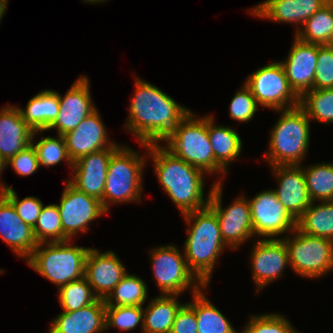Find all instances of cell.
<instances>
[{"label":"cell","instance_id":"cell-3","mask_svg":"<svg viewBox=\"0 0 333 333\" xmlns=\"http://www.w3.org/2000/svg\"><path fill=\"white\" fill-rule=\"evenodd\" d=\"M182 216L188 227L182 248L186 262L195 276L209 286L219 257L229 248L222 239L216 213L206 206Z\"/></svg>","mask_w":333,"mask_h":333},{"label":"cell","instance_id":"cell-31","mask_svg":"<svg viewBox=\"0 0 333 333\" xmlns=\"http://www.w3.org/2000/svg\"><path fill=\"white\" fill-rule=\"evenodd\" d=\"M301 166L311 202L333 201V162Z\"/></svg>","mask_w":333,"mask_h":333},{"label":"cell","instance_id":"cell-43","mask_svg":"<svg viewBox=\"0 0 333 333\" xmlns=\"http://www.w3.org/2000/svg\"><path fill=\"white\" fill-rule=\"evenodd\" d=\"M195 312L185 303L177 312L170 333H198Z\"/></svg>","mask_w":333,"mask_h":333},{"label":"cell","instance_id":"cell-8","mask_svg":"<svg viewBox=\"0 0 333 333\" xmlns=\"http://www.w3.org/2000/svg\"><path fill=\"white\" fill-rule=\"evenodd\" d=\"M153 249V250H152ZM149 250L155 284L163 295L194 294L205 285L190 270L184 253L172 244ZM190 289V290H189Z\"/></svg>","mask_w":333,"mask_h":333},{"label":"cell","instance_id":"cell-23","mask_svg":"<svg viewBox=\"0 0 333 333\" xmlns=\"http://www.w3.org/2000/svg\"><path fill=\"white\" fill-rule=\"evenodd\" d=\"M106 304L96 299L76 311H62L50 323L48 333H102L106 331Z\"/></svg>","mask_w":333,"mask_h":333},{"label":"cell","instance_id":"cell-44","mask_svg":"<svg viewBox=\"0 0 333 333\" xmlns=\"http://www.w3.org/2000/svg\"><path fill=\"white\" fill-rule=\"evenodd\" d=\"M6 168H8L7 162L0 156V177L2 176L1 174ZM7 185L8 184L3 183V181H0V194H3L9 188H11V186Z\"/></svg>","mask_w":333,"mask_h":333},{"label":"cell","instance_id":"cell-37","mask_svg":"<svg viewBox=\"0 0 333 333\" xmlns=\"http://www.w3.org/2000/svg\"><path fill=\"white\" fill-rule=\"evenodd\" d=\"M105 325L125 332L140 326L143 332V306H106Z\"/></svg>","mask_w":333,"mask_h":333},{"label":"cell","instance_id":"cell-34","mask_svg":"<svg viewBox=\"0 0 333 333\" xmlns=\"http://www.w3.org/2000/svg\"><path fill=\"white\" fill-rule=\"evenodd\" d=\"M311 121L333 124V88L312 89L300 97L299 105Z\"/></svg>","mask_w":333,"mask_h":333},{"label":"cell","instance_id":"cell-40","mask_svg":"<svg viewBox=\"0 0 333 333\" xmlns=\"http://www.w3.org/2000/svg\"><path fill=\"white\" fill-rule=\"evenodd\" d=\"M3 195L12 203L23 222L34 228L44 206L42 201L34 196H27L20 200L13 187L9 188Z\"/></svg>","mask_w":333,"mask_h":333},{"label":"cell","instance_id":"cell-19","mask_svg":"<svg viewBox=\"0 0 333 333\" xmlns=\"http://www.w3.org/2000/svg\"><path fill=\"white\" fill-rule=\"evenodd\" d=\"M317 58L318 45L304 42L294 35L288 56L284 61H279L290 87L299 97L313 89Z\"/></svg>","mask_w":333,"mask_h":333},{"label":"cell","instance_id":"cell-46","mask_svg":"<svg viewBox=\"0 0 333 333\" xmlns=\"http://www.w3.org/2000/svg\"><path fill=\"white\" fill-rule=\"evenodd\" d=\"M82 1H83V3H86V4H90V5L94 4V5H96L99 2H100L99 4H102V3L107 2L108 0H82Z\"/></svg>","mask_w":333,"mask_h":333},{"label":"cell","instance_id":"cell-13","mask_svg":"<svg viewBox=\"0 0 333 333\" xmlns=\"http://www.w3.org/2000/svg\"><path fill=\"white\" fill-rule=\"evenodd\" d=\"M248 201L253 234L258 239H281L280 235H288L296 228V221L278 200L273 189L261 191Z\"/></svg>","mask_w":333,"mask_h":333},{"label":"cell","instance_id":"cell-17","mask_svg":"<svg viewBox=\"0 0 333 333\" xmlns=\"http://www.w3.org/2000/svg\"><path fill=\"white\" fill-rule=\"evenodd\" d=\"M119 147L111 146L80 157L73 162L72 175L68 181L78 190L101 201L103 199L108 163L111 155Z\"/></svg>","mask_w":333,"mask_h":333},{"label":"cell","instance_id":"cell-9","mask_svg":"<svg viewBox=\"0 0 333 333\" xmlns=\"http://www.w3.org/2000/svg\"><path fill=\"white\" fill-rule=\"evenodd\" d=\"M289 235L281 239L286 244L292 271L311 279L333 271L332 240L305 234L297 227Z\"/></svg>","mask_w":333,"mask_h":333},{"label":"cell","instance_id":"cell-18","mask_svg":"<svg viewBox=\"0 0 333 333\" xmlns=\"http://www.w3.org/2000/svg\"><path fill=\"white\" fill-rule=\"evenodd\" d=\"M270 169L277 183L278 200L286 211L297 221L311 204L306 179L301 165H276Z\"/></svg>","mask_w":333,"mask_h":333},{"label":"cell","instance_id":"cell-16","mask_svg":"<svg viewBox=\"0 0 333 333\" xmlns=\"http://www.w3.org/2000/svg\"><path fill=\"white\" fill-rule=\"evenodd\" d=\"M128 273L114 251L90 248L85 259L84 277L98 299L105 300Z\"/></svg>","mask_w":333,"mask_h":333},{"label":"cell","instance_id":"cell-29","mask_svg":"<svg viewBox=\"0 0 333 333\" xmlns=\"http://www.w3.org/2000/svg\"><path fill=\"white\" fill-rule=\"evenodd\" d=\"M316 203L311 202L296 221V227L305 234L333 241V201Z\"/></svg>","mask_w":333,"mask_h":333},{"label":"cell","instance_id":"cell-36","mask_svg":"<svg viewBox=\"0 0 333 333\" xmlns=\"http://www.w3.org/2000/svg\"><path fill=\"white\" fill-rule=\"evenodd\" d=\"M57 294L60 307L65 312L79 310L97 299L85 277L61 286Z\"/></svg>","mask_w":333,"mask_h":333},{"label":"cell","instance_id":"cell-38","mask_svg":"<svg viewBox=\"0 0 333 333\" xmlns=\"http://www.w3.org/2000/svg\"><path fill=\"white\" fill-rule=\"evenodd\" d=\"M282 313L251 315L245 324V333H299Z\"/></svg>","mask_w":333,"mask_h":333},{"label":"cell","instance_id":"cell-25","mask_svg":"<svg viewBox=\"0 0 333 333\" xmlns=\"http://www.w3.org/2000/svg\"><path fill=\"white\" fill-rule=\"evenodd\" d=\"M214 115H207V130L216 163L227 173L231 163L239 158L243 142L230 126L215 124Z\"/></svg>","mask_w":333,"mask_h":333},{"label":"cell","instance_id":"cell-5","mask_svg":"<svg viewBox=\"0 0 333 333\" xmlns=\"http://www.w3.org/2000/svg\"><path fill=\"white\" fill-rule=\"evenodd\" d=\"M279 118L270 131L265 159L271 166L302 165L309 151L310 120L300 107L276 110Z\"/></svg>","mask_w":333,"mask_h":333},{"label":"cell","instance_id":"cell-10","mask_svg":"<svg viewBox=\"0 0 333 333\" xmlns=\"http://www.w3.org/2000/svg\"><path fill=\"white\" fill-rule=\"evenodd\" d=\"M222 198L223 183H215L208 206L216 213L224 243L231 250H239L242 244L254 237L248 197L239 195L225 208Z\"/></svg>","mask_w":333,"mask_h":333},{"label":"cell","instance_id":"cell-35","mask_svg":"<svg viewBox=\"0 0 333 333\" xmlns=\"http://www.w3.org/2000/svg\"><path fill=\"white\" fill-rule=\"evenodd\" d=\"M33 231L38 244L70 240L63 233L61 216L56 203L43 206Z\"/></svg>","mask_w":333,"mask_h":333},{"label":"cell","instance_id":"cell-33","mask_svg":"<svg viewBox=\"0 0 333 333\" xmlns=\"http://www.w3.org/2000/svg\"><path fill=\"white\" fill-rule=\"evenodd\" d=\"M43 134V130L34 131L31 144L33 145L39 161L40 167H50L59 165L65 161L72 169L73 161L70 159L65 139L62 135L47 136L41 134V139L36 141L37 134Z\"/></svg>","mask_w":333,"mask_h":333},{"label":"cell","instance_id":"cell-14","mask_svg":"<svg viewBox=\"0 0 333 333\" xmlns=\"http://www.w3.org/2000/svg\"><path fill=\"white\" fill-rule=\"evenodd\" d=\"M250 267L256 293L283 276L289 265L288 250L282 239H258L252 245Z\"/></svg>","mask_w":333,"mask_h":333},{"label":"cell","instance_id":"cell-22","mask_svg":"<svg viewBox=\"0 0 333 333\" xmlns=\"http://www.w3.org/2000/svg\"><path fill=\"white\" fill-rule=\"evenodd\" d=\"M0 238L18 258L25 260L38 244L33 228L23 222L3 194H0Z\"/></svg>","mask_w":333,"mask_h":333},{"label":"cell","instance_id":"cell-2","mask_svg":"<svg viewBox=\"0 0 333 333\" xmlns=\"http://www.w3.org/2000/svg\"><path fill=\"white\" fill-rule=\"evenodd\" d=\"M147 157L153 162V169L162 189L172 203L184 215L209 205L210 190L204 194L205 173L177 158L162 144H143ZM206 196V197H204Z\"/></svg>","mask_w":333,"mask_h":333},{"label":"cell","instance_id":"cell-47","mask_svg":"<svg viewBox=\"0 0 333 333\" xmlns=\"http://www.w3.org/2000/svg\"><path fill=\"white\" fill-rule=\"evenodd\" d=\"M328 46L333 47V28L331 29L330 37L328 39Z\"/></svg>","mask_w":333,"mask_h":333},{"label":"cell","instance_id":"cell-21","mask_svg":"<svg viewBox=\"0 0 333 333\" xmlns=\"http://www.w3.org/2000/svg\"><path fill=\"white\" fill-rule=\"evenodd\" d=\"M330 0H264L247 12L254 18L278 23L295 24L296 34L307 19Z\"/></svg>","mask_w":333,"mask_h":333},{"label":"cell","instance_id":"cell-20","mask_svg":"<svg viewBox=\"0 0 333 333\" xmlns=\"http://www.w3.org/2000/svg\"><path fill=\"white\" fill-rule=\"evenodd\" d=\"M63 137L69 157L73 162L92 152L111 146H121L108 136V131L98 109L87 116L77 128L64 134Z\"/></svg>","mask_w":333,"mask_h":333},{"label":"cell","instance_id":"cell-1","mask_svg":"<svg viewBox=\"0 0 333 333\" xmlns=\"http://www.w3.org/2000/svg\"><path fill=\"white\" fill-rule=\"evenodd\" d=\"M134 80L124 129L138 138V144H161L192 110L143 78L134 75Z\"/></svg>","mask_w":333,"mask_h":333},{"label":"cell","instance_id":"cell-42","mask_svg":"<svg viewBox=\"0 0 333 333\" xmlns=\"http://www.w3.org/2000/svg\"><path fill=\"white\" fill-rule=\"evenodd\" d=\"M9 165L21 177L32 175L40 169L36 151L32 144L7 161V166Z\"/></svg>","mask_w":333,"mask_h":333},{"label":"cell","instance_id":"cell-24","mask_svg":"<svg viewBox=\"0 0 333 333\" xmlns=\"http://www.w3.org/2000/svg\"><path fill=\"white\" fill-rule=\"evenodd\" d=\"M33 134L17 104L0 109V156L6 162L31 144Z\"/></svg>","mask_w":333,"mask_h":333},{"label":"cell","instance_id":"cell-15","mask_svg":"<svg viewBox=\"0 0 333 333\" xmlns=\"http://www.w3.org/2000/svg\"><path fill=\"white\" fill-rule=\"evenodd\" d=\"M90 85L89 77L81 75L73 82L64 96L57 92L60 110L57 119L47 131L55 129L57 134L63 136L77 128L87 116L97 109L92 101Z\"/></svg>","mask_w":333,"mask_h":333},{"label":"cell","instance_id":"cell-30","mask_svg":"<svg viewBox=\"0 0 333 333\" xmlns=\"http://www.w3.org/2000/svg\"><path fill=\"white\" fill-rule=\"evenodd\" d=\"M147 290L145 280L128 272L104 301L106 306H143Z\"/></svg>","mask_w":333,"mask_h":333},{"label":"cell","instance_id":"cell-7","mask_svg":"<svg viewBox=\"0 0 333 333\" xmlns=\"http://www.w3.org/2000/svg\"><path fill=\"white\" fill-rule=\"evenodd\" d=\"M89 249L90 247L74 245L71 240L39 243L25 261L30 268L59 289L84 277Z\"/></svg>","mask_w":333,"mask_h":333},{"label":"cell","instance_id":"cell-6","mask_svg":"<svg viewBox=\"0 0 333 333\" xmlns=\"http://www.w3.org/2000/svg\"><path fill=\"white\" fill-rule=\"evenodd\" d=\"M147 154L143 156L130 146L122 144L108 163L107 177L100 201L108 213L110 205L140 203L143 194V175L147 164Z\"/></svg>","mask_w":333,"mask_h":333},{"label":"cell","instance_id":"cell-26","mask_svg":"<svg viewBox=\"0 0 333 333\" xmlns=\"http://www.w3.org/2000/svg\"><path fill=\"white\" fill-rule=\"evenodd\" d=\"M180 295L160 294L143 306V333H170L175 316L185 304Z\"/></svg>","mask_w":333,"mask_h":333},{"label":"cell","instance_id":"cell-4","mask_svg":"<svg viewBox=\"0 0 333 333\" xmlns=\"http://www.w3.org/2000/svg\"><path fill=\"white\" fill-rule=\"evenodd\" d=\"M163 142V146L173 155L206 175L217 177L219 174V179L214 180V183H222L221 180L226 178L228 173L214 159L207 130V115L198 117L191 111Z\"/></svg>","mask_w":333,"mask_h":333},{"label":"cell","instance_id":"cell-48","mask_svg":"<svg viewBox=\"0 0 333 333\" xmlns=\"http://www.w3.org/2000/svg\"><path fill=\"white\" fill-rule=\"evenodd\" d=\"M3 273H4V269L3 270L0 269V274H3Z\"/></svg>","mask_w":333,"mask_h":333},{"label":"cell","instance_id":"cell-12","mask_svg":"<svg viewBox=\"0 0 333 333\" xmlns=\"http://www.w3.org/2000/svg\"><path fill=\"white\" fill-rule=\"evenodd\" d=\"M57 207L61 216L63 233L72 240L76 234L86 233L90 223L107 214L101 202L83 191L78 190L68 180Z\"/></svg>","mask_w":333,"mask_h":333},{"label":"cell","instance_id":"cell-39","mask_svg":"<svg viewBox=\"0 0 333 333\" xmlns=\"http://www.w3.org/2000/svg\"><path fill=\"white\" fill-rule=\"evenodd\" d=\"M234 94L230 101L229 115L231 119L239 123L251 121L256 112H258L259 105L252 95L250 88L243 82V85Z\"/></svg>","mask_w":333,"mask_h":333},{"label":"cell","instance_id":"cell-32","mask_svg":"<svg viewBox=\"0 0 333 333\" xmlns=\"http://www.w3.org/2000/svg\"><path fill=\"white\" fill-rule=\"evenodd\" d=\"M332 28L333 0H330L306 20L295 36L307 43L328 45V39Z\"/></svg>","mask_w":333,"mask_h":333},{"label":"cell","instance_id":"cell-41","mask_svg":"<svg viewBox=\"0 0 333 333\" xmlns=\"http://www.w3.org/2000/svg\"><path fill=\"white\" fill-rule=\"evenodd\" d=\"M333 88V47L318 45L313 89Z\"/></svg>","mask_w":333,"mask_h":333},{"label":"cell","instance_id":"cell-27","mask_svg":"<svg viewBox=\"0 0 333 333\" xmlns=\"http://www.w3.org/2000/svg\"><path fill=\"white\" fill-rule=\"evenodd\" d=\"M22 118L33 130L44 132L55 122L59 113V96L57 91L44 89L34 95L25 107L18 106Z\"/></svg>","mask_w":333,"mask_h":333},{"label":"cell","instance_id":"cell-45","mask_svg":"<svg viewBox=\"0 0 333 333\" xmlns=\"http://www.w3.org/2000/svg\"><path fill=\"white\" fill-rule=\"evenodd\" d=\"M8 1L9 0H0V25L1 21L3 20V16L5 15L6 9L8 8Z\"/></svg>","mask_w":333,"mask_h":333},{"label":"cell","instance_id":"cell-28","mask_svg":"<svg viewBox=\"0 0 333 333\" xmlns=\"http://www.w3.org/2000/svg\"><path fill=\"white\" fill-rule=\"evenodd\" d=\"M209 286L191 294L192 301L185 302L196 315L198 333H237L230 320L206 297ZM204 289V290H203Z\"/></svg>","mask_w":333,"mask_h":333},{"label":"cell","instance_id":"cell-11","mask_svg":"<svg viewBox=\"0 0 333 333\" xmlns=\"http://www.w3.org/2000/svg\"><path fill=\"white\" fill-rule=\"evenodd\" d=\"M244 83L250 88L260 109L273 111L295 108L300 97L290 87L282 64L273 62L249 74ZM263 107V108H262Z\"/></svg>","mask_w":333,"mask_h":333}]
</instances>
